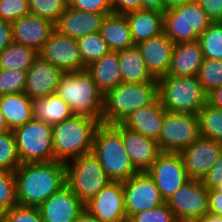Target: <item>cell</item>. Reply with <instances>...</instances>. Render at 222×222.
<instances>
[{"label": "cell", "mask_w": 222, "mask_h": 222, "mask_svg": "<svg viewBox=\"0 0 222 222\" xmlns=\"http://www.w3.org/2000/svg\"><path fill=\"white\" fill-rule=\"evenodd\" d=\"M13 174L21 206L39 207L66 184V164L55 160L22 163Z\"/></svg>", "instance_id": "obj_1"}, {"label": "cell", "mask_w": 222, "mask_h": 222, "mask_svg": "<svg viewBox=\"0 0 222 222\" xmlns=\"http://www.w3.org/2000/svg\"><path fill=\"white\" fill-rule=\"evenodd\" d=\"M91 153L112 181H124L138 173L124 146L122 123H101L96 128Z\"/></svg>", "instance_id": "obj_2"}, {"label": "cell", "mask_w": 222, "mask_h": 222, "mask_svg": "<svg viewBox=\"0 0 222 222\" xmlns=\"http://www.w3.org/2000/svg\"><path fill=\"white\" fill-rule=\"evenodd\" d=\"M158 79L144 83H120L103 97L101 123H121L132 112L153 104L158 98Z\"/></svg>", "instance_id": "obj_3"}, {"label": "cell", "mask_w": 222, "mask_h": 222, "mask_svg": "<svg viewBox=\"0 0 222 222\" xmlns=\"http://www.w3.org/2000/svg\"><path fill=\"white\" fill-rule=\"evenodd\" d=\"M100 124L97 118L74 114L71 118L54 125V160L66 164L75 157L90 153L96 128Z\"/></svg>", "instance_id": "obj_4"}, {"label": "cell", "mask_w": 222, "mask_h": 222, "mask_svg": "<svg viewBox=\"0 0 222 222\" xmlns=\"http://www.w3.org/2000/svg\"><path fill=\"white\" fill-rule=\"evenodd\" d=\"M56 94L59 95L76 115H88L101 122L104 95L84 69L61 75Z\"/></svg>", "instance_id": "obj_5"}, {"label": "cell", "mask_w": 222, "mask_h": 222, "mask_svg": "<svg viewBox=\"0 0 222 222\" xmlns=\"http://www.w3.org/2000/svg\"><path fill=\"white\" fill-rule=\"evenodd\" d=\"M158 96L168 112L196 114L208 103L197 76L165 75L158 78Z\"/></svg>", "instance_id": "obj_6"}, {"label": "cell", "mask_w": 222, "mask_h": 222, "mask_svg": "<svg viewBox=\"0 0 222 222\" xmlns=\"http://www.w3.org/2000/svg\"><path fill=\"white\" fill-rule=\"evenodd\" d=\"M111 181L91 152L66 163V184L84 204Z\"/></svg>", "instance_id": "obj_7"}, {"label": "cell", "mask_w": 222, "mask_h": 222, "mask_svg": "<svg viewBox=\"0 0 222 222\" xmlns=\"http://www.w3.org/2000/svg\"><path fill=\"white\" fill-rule=\"evenodd\" d=\"M211 23L205 11L194 1L165 10L163 32L174 44L191 42L198 40Z\"/></svg>", "instance_id": "obj_8"}, {"label": "cell", "mask_w": 222, "mask_h": 222, "mask_svg": "<svg viewBox=\"0 0 222 222\" xmlns=\"http://www.w3.org/2000/svg\"><path fill=\"white\" fill-rule=\"evenodd\" d=\"M52 131L51 125L36 119L13 131L21 164L54 161Z\"/></svg>", "instance_id": "obj_9"}, {"label": "cell", "mask_w": 222, "mask_h": 222, "mask_svg": "<svg viewBox=\"0 0 222 222\" xmlns=\"http://www.w3.org/2000/svg\"><path fill=\"white\" fill-rule=\"evenodd\" d=\"M200 136L196 114L166 111L158 145L161 152L179 153Z\"/></svg>", "instance_id": "obj_10"}, {"label": "cell", "mask_w": 222, "mask_h": 222, "mask_svg": "<svg viewBox=\"0 0 222 222\" xmlns=\"http://www.w3.org/2000/svg\"><path fill=\"white\" fill-rule=\"evenodd\" d=\"M166 203L178 222H195L208 213V189L201 180L189 179Z\"/></svg>", "instance_id": "obj_11"}, {"label": "cell", "mask_w": 222, "mask_h": 222, "mask_svg": "<svg viewBox=\"0 0 222 222\" xmlns=\"http://www.w3.org/2000/svg\"><path fill=\"white\" fill-rule=\"evenodd\" d=\"M127 220L135 213L156 208L162 199L154 180L147 172H138L122 181Z\"/></svg>", "instance_id": "obj_12"}, {"label": "cell", "mask_w": 222, "mask_h": 222, "mask_svg": "<svg viewBox=\"0 0 222 222\" xmlns=\"http://www.w3.org/2000/svg\"><path fill=\"white\" fill-rule=\"evenodd\" d=\"M146 172L165 202L189 180L179 153L162 152Z\"/></svg>", "instance_id": "obj_13"}, {"label": "cell", "mask_w": 222, "mask_h": 222, "mask_svg": "<svg viewBox=\"0 0 222 222\" xmlns=\"http://www.w3.org/2000/svg\"><path fill=\"white\" fill-rule=\"evenodd\" d=\"M38 55L63 73L82 70V56L77 39L60 34L56 30L49 36Z\"/></svg>", "instance_id": "obj_14"}, {"label": "cell", "mask_w": 222, "mask_h": 222, "mask_svg": "<svg viewBox=\"0 0 222 222\" xmlns=\"http://www.w3.org/2000/svg\"><path fill=\"white\" fill-rule=\"evenodd\" d=\"M222 153V142L199 136L179 152L189 179L203 180Z\"/></svg>", "instance_id": "obj_15"}, {"label": "cell", "mask_w": 222, "mask_h": 222, "mask_svg": "<svg viewBox=\"0 0 222 222\" xmlns=\"http://www.w3.org/2000/svg\"><path fill=\"white\" fill-rule=\"evenodd\" d=\"M85 209L101 222H127L122 181H111L85 203Z\"/></svg>", "instance_id": "obj_16"}, {"label": "cell", "mask_w": 222, "mask_h": 222, "mask_svg": "<svg viewBox=\"0 0 222 222\" xmlns=\"http://www.w3.org/2000/svg\"><path fill=\"white\" fill-rule=\"evenodd\" d=\"M38 208L43 222H74L85 210V204L65 184Z\"/></svg>", "instance_id": "obj_17"}, {"label": "cell", "mask_w": 222, "mask_h": 222, "mask_svg": "<svg viewBox=\"0 0 222 222\" xmlns=\"http://www.w3.org/2000/svg\"><path fill=\"white\" fill-rule=\"evenodd\" d=\"M13 42L41 50L55 30V24L38 15L27 14L11 23Z\"/></svg>", "instance_id": "obj_18"}, {"label": "cell", "mask_w": 222, "mask_h": 222, "mask_svg": "<svg viewBox=\"0 0 222 222\" xmlns=\"http://www.w3.org/2000/svg\"><path fill=\"white\" fill-rule=\"evenodd\" d=\"M63 72L38 56L26 71L24 92L32 99L55 94Z\"/></svg>", "instance_id": "obj_19"}, {"label": "cell", "mask_w": 222, "mask_h": 222, "mask_svg": "<svg viewBox=\"0 0 222 222\" xmlns=\"http://www.w3.org/2000/svg\"><path fill=\"white\" fill-rule=\"evenodd\" d=\"M77 10L69 5L55 23V30L73 39L100 32V27L106 15Z\"/></svg>", "instance_id": "obj_20"}, {"label": "cell", "mask_w": 222, "mask_h": 222, "mask_svg": "<svg viewBox=\"0 0 222 222\" xmlns=\"http://www.w3.org/2000/svg\"><path fill=\"white\" fill-rule=\"evenodd\" d=\"M147 70L154 78L168 74L174 43L164 32L136 44Z\"/></svg>", "instance_id": "obj_21"}, {"label": "cell", "mask_w": 222, "mask_h": 222, "mask_svg": "<svg viewBox=\"0 0 222 222\" xmlns=\"http://www.w3.org/2000/svg\"><path fill=\"white\" fill-rule=\"evenodd\" d=\"M122 139L132 164L138 172H146L162 153L158 141L143 136L122 124Z\"/></svg>", "instance_id": "obj_22"}, {"label": "cell", "mask_w": 222, "mask_h": 222, "mask_svg": "<svg viewBox=\"0 0 222 222\" xmlns=\"http://www.w3.org/2000/svg\"><path fill=\"white\" fill-rule=\"evenodd\" d=\"M165 112L166 110L158 98L153 104L132 112L121 123L126 128L137 131L145 137L158 140Z\"/></svg>", "instance_id": "obj_23"}, {"label": "cell", "mask_w": 222, "mask_h": 222, "mask_svg": "<svg viewBox=\"0 0 222 222\" xmlns=\"http://www.w3.org/2000/svg\"><path fill=\"white\" fill-rule=\"evenodd\" d=\"M204 60L198 40L174 44L167 75L197 76Z\"/></svg>", "instance_id": "obj_24"}, {"label": "cell", "mask_w": 222, "mask_h": 222, "mask_svg": "<svg viewBox=\"0 0 222 222\" xmlns=\"http://www.w3.org/2000/svg\"><path fill=\"white\" fill-rule=\"evenodd\" d=\"M134 44L160 35L164 30V12L138 9L126 14Z\"/></svg>", "instance_id": "obj_25"}, {"label": "cell", "mask_w": 222, "mask_h": 222, "mask_svg": "<svg viewBox=\"0 0 222 222\" xmlns=\"http://www.w3.org/2000/svg\"><path fill=\"white\" fill-rule=\"evenodd\" d=\"M120 69L118 52L115 51H110L85 68L103 95L122 83Z\"/></svg>", "instance_id": "obj_26"}, {"label": "cell", "mask_w": 222, "mask_h": 222, "mask_svg": "<svg viewBox=\"0 0 222 222\" xmlns=\"http://www.w3.org/2000/svg\"><path fill=\"white\" fill-rule=\"evenodd\" d=\"M100 34L111 51L118 52L135 46L124 14L106 15L100 27Z\"/></svg>", "instance_id": "obj_27"}, {"label": "cell", "mask_w": 222, "mask_h": 222, "mask_svg": "<svg viewBox=\"0 0 222 222\" xmlns=\"http://www.w3.org/2000/svg\"><path fill=\"white\" fill-rule=\"evenodd\" d=\"M0 109L10 131L33 119L32 99L25 92L0 96Z\"/></svg>", "instance_id": "obj_28"}, {"label": "cell", "mask_w": 222, "mask_h": 222, "mask_svg": "<svg viewBox=\"0 0 222 222\" xmlns=\"http://www.w3.org/2000/svg\"><path fill=\"white\" fill-rule=\"evenodd\" d=\"M33 119L43 121L52 127L71 118L70 106L56 93L32 100Z\"/></svg>", "instance_id": "obj_29"}, {"label": "cell", "mask_w": 222, "mask_h": 222, "mask_svg": "<svg viewBox=\"0 0 222 222\" xmlns=\"http://www.w3.org/2000/svg\"><path fill=\"white\" fill-rule=\"evenodd\" d=\"M123 83H144L155 78L147 70L139 49L136 47L118 51Z\"/></svg>", "instance_id": "obj_30"}, {"label": "cell", "mask_w": 222, "mask_h": 222, "mask_svg": "<svg viewBox=\"0 0 222 222\" xmlns=\"http://www.w3.org/2000/svg\"><path fill=\"white\" fill-rule=\"evenodd\" d=\"M38 56L35 49L12 42L0 52V69L26 72Z\"/></svg>", "instance_id": "obj_31"}, {"label": "cell", "mask_w": 222, "mask_h": 222, "mask_svg": "<svg viewBox=\"0 0 222 222\" xmlns=\"http://www.w3.org/2000/svg\"><path fill=\"white\" fill-rule=\"evenodd\" d=\"M200 136L222 142V109L207 103L197 113Z\"/></svg>", "instance_id": "obj_32"}, {"label": "cell", "mask_w": 222, "mask_h": 222, "mask_svg": "<svg viewBox=\"0 0 222 222\" xmlns=\"http://www.w3.org/2000/svg\"><path fill=\"white\" fill-rule=\"evenodd\" d=\"M77 42L82 56V70L111 51L100 32L80 37Z\"/></svg>", "instance_id": "obj_33"}, {"label": "cell", "mask_w": 222, "mask_h": 222, "mask_svg": "<svg viewBox=\"0 0 222 222\" xmlns=\"http://www.w3.org/2000/svg\"><path fill=\"white\" fill-rule=\"evenodd\" d=\"M198 41L205 59L222 60V22H212Z\"/></svg>", "instance_id": "obj_34"}, {"label": "cell", "mask_w": 222, "mask_h": 222, "mask_svg": "<svg viewBox=\"0 0 222 222\" xmlns=\"http://www.w3.org/2000/svg\"><path fill=\"white\" fill-rule=\"evenodd\" d=\"M203 90L209 94L222 86V60H203L197 75Z\"/></svg>", "instance_id": "obj_35"}, {"label": "cell", "mask_w": 222, "mask_h": 222, "mask_svg": "<svg viewBox=\"0 0 222 222\" xmlns=\"http://www.w3.org/2000/svg\"><path fill=\"white\" fill-rule=\"evenodd\" d=\"M21 165L13 131L0 134V169L14 172Z\"/></svg>", "instance_id": "obj_36"}, {"label": "cell", "mask_w": 222, "mask_h": 222, "mask_svg": "<svg viewBox=\"0 0 222 222\" xmlns=\"http://www.w3.org/2000/svg\"><path fill=\"white\" fill-rule=\"evenodd\" d=\"M30 13L54 24L68 6V0H28Z\"/></svg>", "instance_id": "obj_37"}, {"label": "cell", "mask_w": 222, "mask_h": 222, "mask_svg": "<svg viewBox=\"0 0 222 222\" xmlns=\"http://www.w3.org/2000/svg\"><path fill=\"white\" fill-rule=\"evenodd\" d=\"M17 205L14 174L0 169V215Z\"/></svg>", "instance_id": "obj_38"}, {"label": "cell", "mask_w": 222, "mask_h": 222, "mask_svg": "<svg viewBox=\"0 0 222 222\" xmlns=\"http://www.w3.org/2000/svg\"><path fill=\"white\" fill-rule=\"evenodd\" d=\"M26 72L0 69V96L24 92Z\"/></svg>", "instance_id": "obj_39"}, {"label": "cell", "mask_w": 222, "mask_h": 222, "mask_svg": "<svg viewBox=\"0 0 222 222\" xmlns=\"http://www.w3.org/2000/svg\"><path fill=\"white\" fill-rule=\"evenodd\" d=\"M127 222H178L167 203L143 212L133 214Z\"/></svg>", "instance_id": "obj_40"}, {"label": "cell", "mask_w": 222, "mask_h": 222, "mask_svg": "<svg viewBox=\"0 0 222 222\" xmlns=\"http://www.w3.org/2000/svg\"><path fill=\"white\" fill-rule=\"evenodd\" d=\"M0 222H43L38 207L17 205L0 215Z\"/></svg>", "instance_id": "obj_41"}, {"label": "cell", "mask_w": 222, "mask_h": 222, "mask_svg": "<svg viewBox=\"0 0 222 222\" xmlns=\"http://www.w3.org/2000/svg\"><path fill=\"white\" fill-rule=\"evenodd\" d=\"M30 13L28 0H0V18L13 22Z\"/></svg>", "instance_id": "obj_42"}, {"label": "cell", "mask_w": 222, "mask_h": 222, "mask_svg": "<svg viewBox=\"0 0 222 222\" xmlns=\"http://www.w3.org/2000/svg\"><path fill=\"white\" fill-rule=\"evenodd\" d=\"M68 5L81 11L113 13L112 0H68Z\"/></svg>", "instance_id": "obj_43"}, {"label": "cell", "mask_w": 222, "mask_h": 222, "mask_svg": "<svg viewBox=\"0 0 222 222\" xmlns=\"http://www.w3.org/2000/svg\"><path fill=\"white\" fill-rule=\"evenodd\" d=\"M212 22H222V0H196Z\"/></svg>", "instance_id": "obj_44"}, {"label": "cell", "mask_w": 222, "mask_h": 222, "mask_svg": "<svg viewBox=\"0 0 222 222\" xmlns=\"http://www.w3.org/2000/svg\"><path fill=\"white\" fill-rule=\"evenodd\" d=\"M222 182V153L217 162L203 178L202 183L207 189H214Z\"/></svg>", "instance_id": "obj_45"}, {"label": "cell", "mask_w": 222, "mask_h": 222, "mask_svg": "<svg viewBox=\"0 0 222 222\" xmlns=\"http://www.w3.org/2000/svg\"><path fill=\"white\" fill-rule=\"evenodd\" d=\"M142 9L141 0H112V10L115 14H126Z\"/></svg>", "instance_id": "obj_46"}, {"label": "cell", "mask_w": 222, "mask_h": 222, "mask_svg": "<svg viewBox=\"0 0 222 222\" xmlns=\"http://www.w3.org/2000/svg\"><path fill=\"white\" fill-rule=\"evenodd\" d=\"M208 212L222 216V193L215 189H208Z\"/></svg>", "instance_id": "obj_47"}, {"label": "cell", "mask_w": 222, "mask_h": 222, "mask_svg": "<svg viewBox=\"0 0 222 222\" xmlns=\"http://www.w3.org/2000/svg\"><path fill=\"white\" fill-rule=\"evenodd\" d=\"M13 42L11 22L0 18V52Z\"/></svg>", "instance_id": "obj_48"}, {"label": "cell", "mask_w": 222, "mask_h": 222, "mask_svg": "<svg viewBox=\"0 0 222 222\" xmlns=\"http://www.w3.org/2000/svg\"><path fill=\"white\" fill-rule=\"evenodd\" d=\"M208 103L213 107L222 109V86L208 94Z\"/></svg>", "instance_id": "obj_49"}, {"label": "cell", "mask_w": 222, "mask_h": 222, "mask_svg": "<svg viewBox=\"0 0 222 222\" xmlns=\"http://www.w3.org/2000/svg\"><path fill=\"white\" fill-rule=\"evenodd\" d=\"M142 9L157 10L160 12H165L164 0H141Z\"/></svg>", "instance_id": "obj_50"}, {"label": "cell", "mask_w": 222, "mask_h": 222, "mask_svg": "<svg viewBox=\"0 0 222 222\" xmlns=\"http://www.w3.org/2000/svg\"><path fill=\"white\" fill-rule=\"evenodd\" d=\"M74 222H101L94 215L90 214L86 209L74 220Z\"/></svg>", "instance_id": "obj_51"}, {"label": "cell", "mask_w": 222, "mask_h": 222, "mask_svg": "<svg viewBox=\"0 0 222 222\" xmlns=\"http://www.w3.org/2000/svg\"><path fill=\"white\" fill-rule=\"evenodd\" d=\"M195 222H222V216L208 212L198 218Z\"/></svg>", "instance_id": "obj_52"}, {"label": "cell", "mask_w": 222, "mask_h": 222, "mask_svg": "<svg viewBox=\"0 0 222 222\" xmlns=\"http://www.w3.org/2000/svg\"><path fill=\"white\" fill-rule=\"evenodd\" d=\"M196 0H164L165 9H170L176 6H180L186 3L194 2Z\"/></svg>", "instance_id": "obj_53"}, {"label": "cell", "mask_w": 222, "mask_h": 222, "mask_svg": "<svg viewBox=\"0 0 222 222\" xmlns=\"http://www.w3.org/2000/svg\"><path fill=\"white\" fill-rule=\"evenodd\" d=\"M7 131H10V130L5 121L4 115L2 114L1 109H0V134Z\"/></svg>", "instance_id": "obj_54"}, {"label": "cell", "mask_w": 222, "mask_h": 222, "mask_svg": "<svg viewBox=\"0 0 222 222\" xmlns=\"http://www.w3.org/2000/svg\"><path fill=\"white\" fill-rule=\"evenodd\" d=\"M216 191L222 193V182L214 188Z\"/></svg>", "instance_id": "obj_55"}]
</instances>
